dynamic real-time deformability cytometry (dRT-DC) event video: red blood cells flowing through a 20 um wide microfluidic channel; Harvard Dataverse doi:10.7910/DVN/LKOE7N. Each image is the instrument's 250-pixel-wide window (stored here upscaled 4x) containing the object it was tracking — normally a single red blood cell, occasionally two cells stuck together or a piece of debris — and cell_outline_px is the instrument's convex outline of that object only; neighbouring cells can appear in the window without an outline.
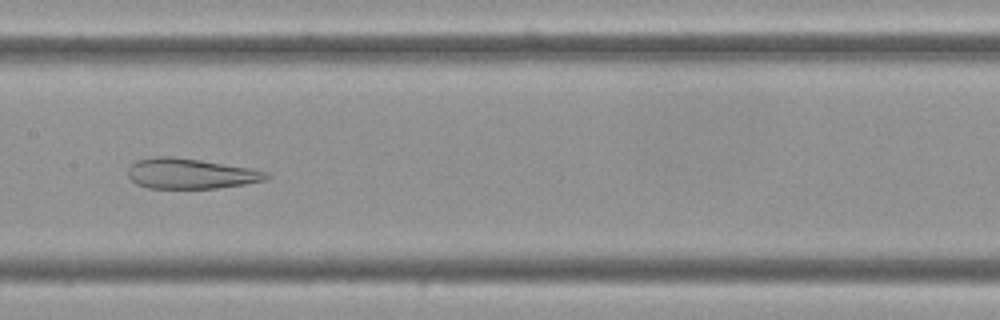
{"species": "Egyptian fruit bat (a non-hibernating species)", "species_latin": "Rousettus aegyptiacus", "temperature_condition": "cold", "stored_images_in_passage": 55, "camera_frame_rate_fps": 3000, "um_per_image_px": 0.085, "frame": {"image": 1, "passage_image": 27, "time_ms": 8.667, "image_size_px": [1000, 320], "cell_outline_px": [[272, 176], [264, 180], [244, 184], [216, 188], [148, 188], [136, 184], [128, 176], [128, 168], [136, 160], [156, 156], [172, 156], [200, 160], [248, 168], [268, 172]], "centroid_in_image_um": [16.16, 14.75], "position_along_channel_um": 191.2, "area_um2": 24.33}}
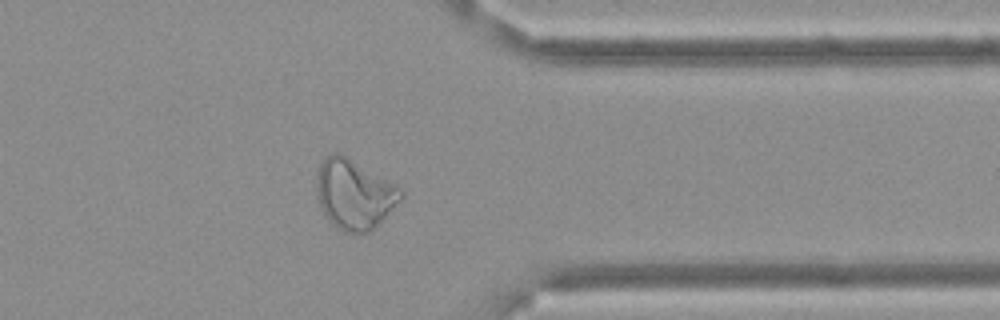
{"frame": {"image": 2, "passage_image": 44, "time_ms": 14.333, "image_size_px": [1000, 320], "cell_outline_px": [[404, 196], [368, 232], [356, 236], [344, 232], [332, 224], [328, 220], [320, 204], [316, 192], [316, 176], [320, 164], [332, 152], [340, 152], [396, 184], [404, 192]], "centroid_in_image_um": [30.09, 16.5], "position_along_channel_um": 381.3, "area_um2": 34.16}}
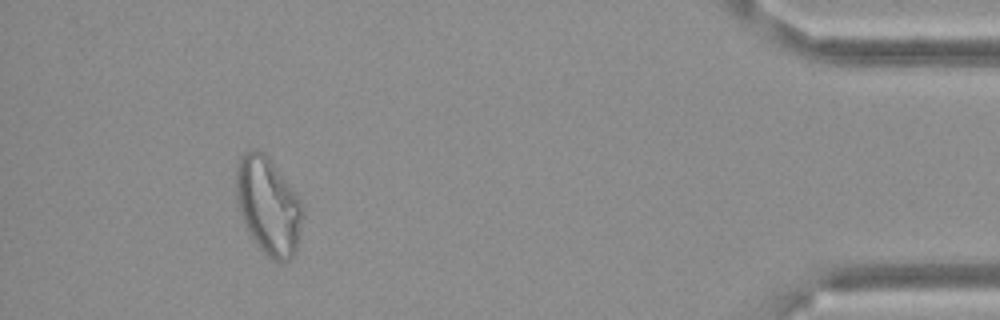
{"frame": {"image": 3, "passage_image": 51, "time_ms": 16.667, "image_size_px": [1000, 320], "cell_outline_px": [[304, 216], [296, 248], [292, 256], [288, 260], [280, 264], [264, 256], [248, 232], [240, 212], [236, 196], [236, 164], [240, 156], [244, 152], [264, 152], [268, 156], [300, 196], [304, 212]], "centroid_in_image_um": [22.83, 17.53], "position_along_channel_um": 412.4, "area_um2": 38.21}}